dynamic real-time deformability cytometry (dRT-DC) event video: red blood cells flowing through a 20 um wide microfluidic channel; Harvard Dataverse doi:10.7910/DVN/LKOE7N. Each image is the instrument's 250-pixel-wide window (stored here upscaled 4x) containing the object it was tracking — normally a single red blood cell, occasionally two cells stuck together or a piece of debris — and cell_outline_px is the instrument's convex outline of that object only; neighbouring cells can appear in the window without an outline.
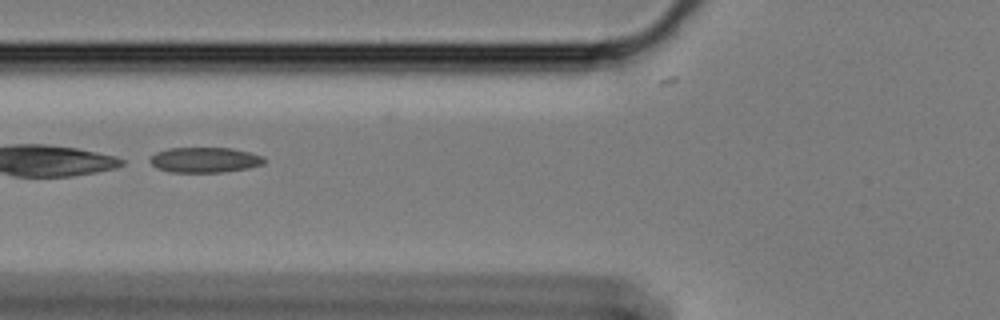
{"species": "Egyptian fruit bat (a non-hibernating species)", "species_latin": "Rousettus aegyptiacus", "temperature_condition": "cold", "stored_images_in_passage": 40, "camera_frame_rate_fps": 3000, "um_per_image_px": 0.085, "animal": {"sex": "female"}, "frame": {"image": 1, "passage_image": 9, "time_ms": 2.667, "image_size_px": [1000, 320], "cell_outline_px": [[264, 164], [248, 168], [224, 172], [168, 172], [156, 168], [148, 160], [156, 152], [168, 148], [232, 148], [264, 156]], "centroid_in_image_um": [17.39, 13.59], "position_along_channel_um": 108.4, "area_um2": 16.88}}
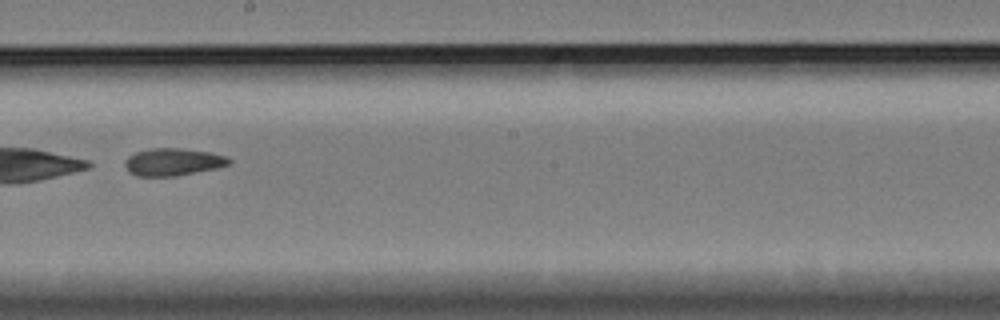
{"frame": {"image": 2, "passage_image": 20, "time_ms": 6.333, "image_size_px": [1000, 320], "cell_outline_px": [[232, 160], [228, 164], [216, 168], [176, 176], [136, 176], [128, 172], [124, 164], [124, 160], [128, 156], [136, 152], [152, 148], [180, 148], [212, 152], [228, 156]], "centroid_in_image_um": [14.69, 13.76], "position_along_channel_um": 233.5, "area_um2": 16.76}}
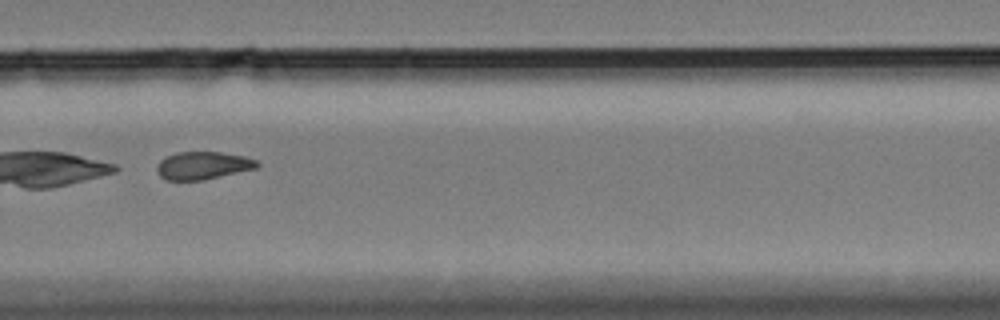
{"frame": {"image": 3, "passage_image": 27, "time_ms": 8.667, "image_size_px": [1000, 320], "cell_outline_px": [[260, 164], [256, 168], [204, 180], [168, 180], [160, 176], [156, 172], [156, 168], [160, 160], [164, 156], [176, 152], [220, 152], [244, 156], [256, 160]], "centroid_in_image_um": [17.21, 14.06], "position_along_channel_um": 312.6, "area_um2": 16.24}, "authors_computed_cell_mechanics": {"area_um2": 16.8198, "velocity_mm_per_s": 3.4073, "shape_relaxation_time_tau1_ms": null, "shape_relaxation_time_tau2_ms": 5.0167, "deformation_change_tau1": null, "deformation_change_tau2": 0.1165}}